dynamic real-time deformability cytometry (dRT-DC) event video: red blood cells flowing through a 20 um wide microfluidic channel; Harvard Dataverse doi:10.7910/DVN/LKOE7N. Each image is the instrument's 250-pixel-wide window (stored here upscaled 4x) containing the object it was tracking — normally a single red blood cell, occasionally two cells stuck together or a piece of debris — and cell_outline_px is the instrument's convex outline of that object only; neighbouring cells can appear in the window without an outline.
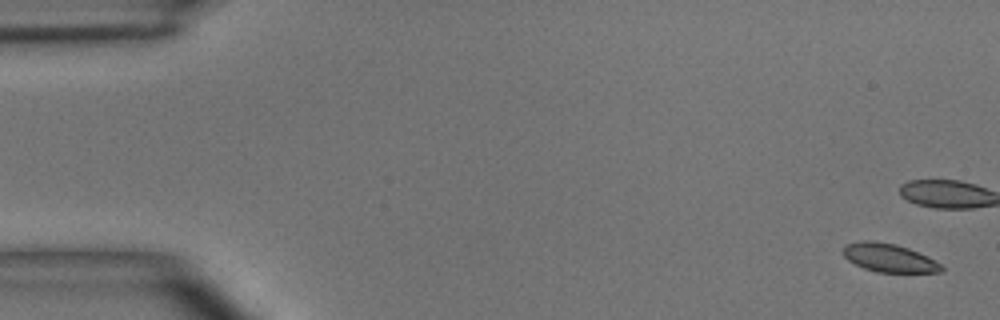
{"species": "common noctule bat (a hibernating species)", "species_latin": "Nyctalus noctula", "temperature_condition": "room temperature", "stored_images_in_passage": 10, "camera_frame_rate_fps": 3000, "um_per_image_px": 0.085, "animal": {"sex": "male", "body_mass_g": 15.6}, "frame": {"image": 1, "passage_image": 1, "time_ms": 0.0, "image_size_px": [1000, 320], "cell_outline_px": [[944, 268], [940, 272], [876, 272], [864, 268], [848, 260], [844, 256], [844, 244], [860, 240], [872, 240], [896, 244], [908, 248], [940, 264]], "centroid_in_image_um": [75.5, 21.9], "position_along_channel_um": 9.5, "area_um2": 16.01}}